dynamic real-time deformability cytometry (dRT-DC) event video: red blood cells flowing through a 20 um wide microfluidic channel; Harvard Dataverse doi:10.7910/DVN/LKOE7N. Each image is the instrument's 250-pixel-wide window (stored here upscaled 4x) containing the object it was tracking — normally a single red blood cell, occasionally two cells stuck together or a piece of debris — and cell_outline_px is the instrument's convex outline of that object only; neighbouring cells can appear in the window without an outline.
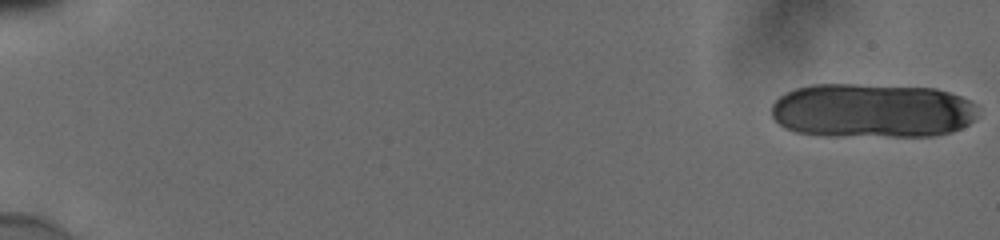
{"species": "human", "species_latin": "Homo sapiens", "temperature_condition": "cold", "stored_images_in_passage": 20, "camera_frame_rate_fps": 3000, "um_per_image_px": 0.085, "donor": {"sex": "male"}, "frame": {"image": 1, "passage_image": 1, "time_ms": 0.0, "image_size_px": [1000, 240], "cell_outline_px": [[976, 116], [968, 124], [952, 132], [932, 136], [824, 136], [796, 132], [784, 128], [772, 116], [772, 104], [784, 92], [796, 88], [812, 84], [856, 84], [936, 88], [960, 96], [976, 104]], "centroid_in_image_um": [74.1, 9.41], "position_along_channel_um": 10.9, "area_um2": 66.01}}